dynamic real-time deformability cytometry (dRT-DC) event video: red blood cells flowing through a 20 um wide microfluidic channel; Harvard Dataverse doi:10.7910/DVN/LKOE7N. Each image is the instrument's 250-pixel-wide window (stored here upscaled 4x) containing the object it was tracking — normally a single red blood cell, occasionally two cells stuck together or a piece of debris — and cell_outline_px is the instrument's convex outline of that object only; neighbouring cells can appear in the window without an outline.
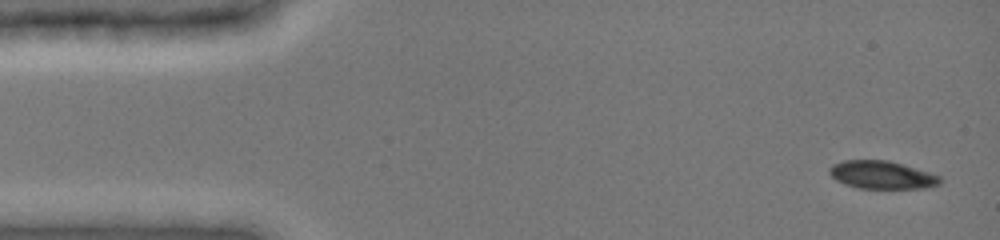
{"species": "common noctule bat (a hibernating species)", "species_latin": "Nyctalus noctula", "temperature_condition": "cold", "stored_images_in_passage": 7, "segment_of_instrument_passage": [2, 2], "camera_frame_rate_fps": 3000, "um_per_image_px": 0.085, "animal": {"sex": "female", "body_mass_g": 19.0, "forearm_length_mm": 51.5}, "frame": {"image": 1, "passage_image": 7, "time_ms": 5.333, "image_size_px": [1000, 240], "cell_outline_px": [[940, 184], [924, 188], [860, 188], [844, 184], [836, 180], [828, 172], [828, 168], [832, 164], [844, 160], [888, 160], [928, 172], [940, 176]], "centroid_in_image_um": [74.91, 14.86], "position_along_channel_um": 10.1, "area_um2": 17.86}}